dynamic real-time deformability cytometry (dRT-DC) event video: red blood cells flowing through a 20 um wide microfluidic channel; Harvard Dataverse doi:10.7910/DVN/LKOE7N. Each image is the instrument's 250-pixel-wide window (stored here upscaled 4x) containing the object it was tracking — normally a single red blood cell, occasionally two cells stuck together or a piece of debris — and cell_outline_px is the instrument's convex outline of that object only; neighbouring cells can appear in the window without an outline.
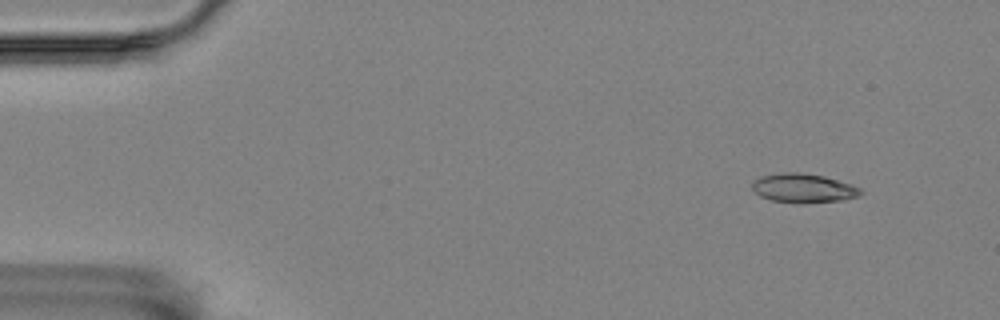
{"species": "Egyptian fruit bat (a non-hibernating species)", "species_latin": "Rousettus aegyptiacus", "temperature_condition": "room temperature", "stored_images_in_passage": 5, "camera_frame_rate_fps": 3000, "um_per_image_px": 0.085, "animal": {"sex": "female"}, "frame": {"image": 1, "passage_image": 2, "time_ms": 0.333, "image_size_px": [1000, 320], "cell_outline_px": [[864, 192], [860, 196], [844, 200], [772, 200], [760, 196], [752, 188], [752, 180], [760, 176], [784, 172], [796, 172], [824, 176], [852, 184], [860, 188]], "centroid_in_image_um": [68.3, 15.93], "position_along_channel_um": 16.7, "area_um2": 17.57}}
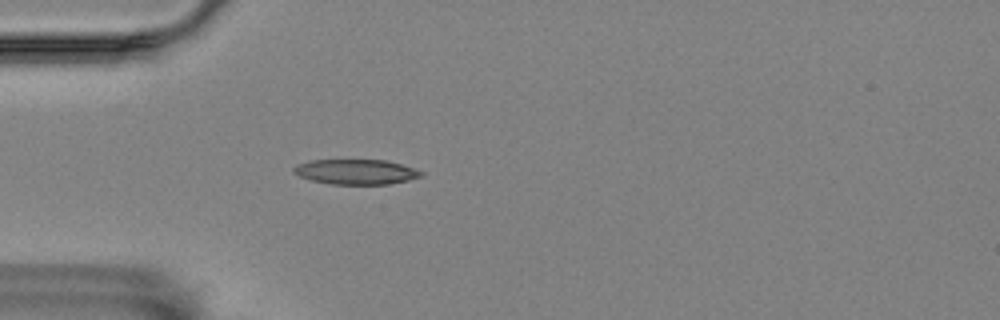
{"frame": {"image": 2, "passage_image": 5, "time_ms": 1.333, "image_size_px": [1000, 320], "cell_outline_px": [[424, 176], [408, 180], [388, 184], [332, 184], [312, 180], [300, 176], [292, 172], [292, 168], [296, 164], [312, 160], [384, 160], [400, 164], [424, 172]], "centroid_in_image_um": [30.24, 14.6], "position_along_channel_um": 54.8, "area_um2": 18.5}}